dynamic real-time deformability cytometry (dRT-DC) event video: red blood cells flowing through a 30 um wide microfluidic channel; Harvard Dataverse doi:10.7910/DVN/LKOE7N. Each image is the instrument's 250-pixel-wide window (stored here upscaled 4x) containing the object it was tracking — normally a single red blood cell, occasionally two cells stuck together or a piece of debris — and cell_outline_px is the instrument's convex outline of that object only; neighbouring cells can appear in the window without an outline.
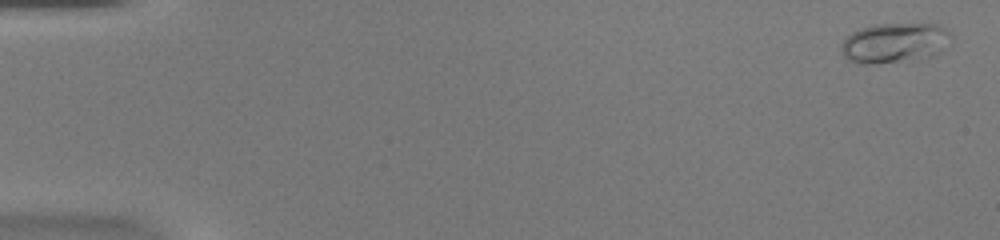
{"species": "common noctule bat (a hibernating species)", "species_latin": "Nyctalus noctula", "temperature_condition": "warm", "stored_images_in_passage": 53, "camera_frame_rate_fps": 3000, "um_per_image_px": 0.085, "animal": {"sex": "female", "body_mass_g": 20.0, "forearm_length_mm": 54.0}, "frame": {"image": 1, "passage_image": 2, "time_ms": 0.333, "image_size_px": [1000, 240], "cell_outline_px": [[952, 36], [940, 52], [928, 60], [872, 64], [856, 64], [848, 60], [844, 56], [840, 48], [840, 44], [852, 32], [860, 28], [876, 24], [936, 24], [944, 28]], "centroid_in_image_um": [76.03, 3.68], "position_along_channel_um": 9.0, "area_um2": 26.13}}
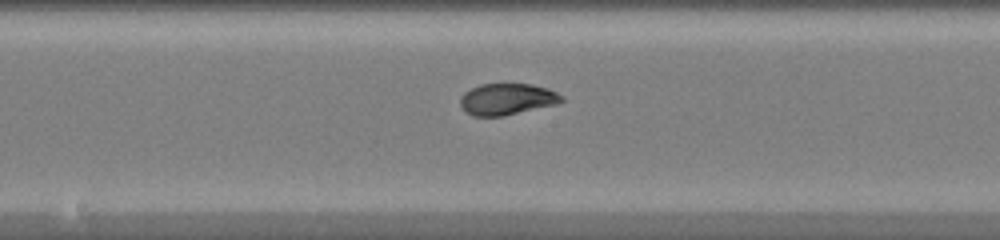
{"frame": {"image": 2, "passage_image": 29, "time_ms": 9.333, "image_size_px": [1000, 240], "cell_outline_px": [[564, 100], [556, 104], [504, 116], [472, 116], [464, 112], [460, 104], [460, 96], [464, 92], [480, 84], [532, 84], [548, 88], [564, 96]], "centroid_in_image_um": [43.08, 8.43], "position_along_channel_um": 205.1, "area_um2": 18.73}}
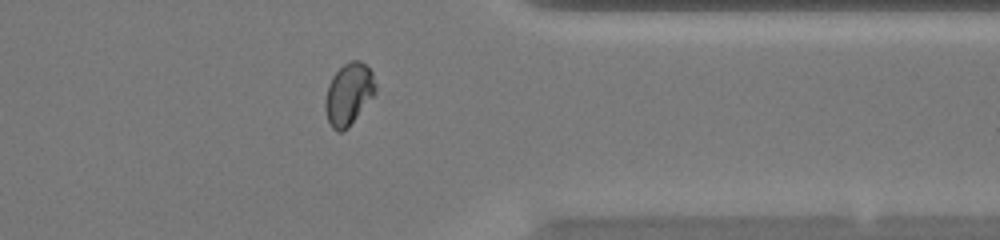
{"frame": {"image": 3, "passage_image": 43, "time_ms": 14.0, "image_size_px": [1000, 240], "cell_outline_px": [[376, 92], [348, 128], [340, 132], [336, 132], [332, 128], [328, 120], [324, 108], [324, 100], [328, 84], [332, 76], [344, 64], [352, 60], [360, 60], [372, 72], [376, 84]], "centroid_in_image_um": [29.62, 8.0], "position_along_channel_um": 381.8, "area_um2": 18.15}, "authors_computed_cell_mechanics": {"area_um2": 18.6116, "velocity_mm_per_s": 3.9368, "shape_relaxation_time_tau1_ms": 11.1694, "shape_relaxation_time_tau2_ms": null, "deformation_change_tau1": 0.2937, "deformation_change_tau2": null}}